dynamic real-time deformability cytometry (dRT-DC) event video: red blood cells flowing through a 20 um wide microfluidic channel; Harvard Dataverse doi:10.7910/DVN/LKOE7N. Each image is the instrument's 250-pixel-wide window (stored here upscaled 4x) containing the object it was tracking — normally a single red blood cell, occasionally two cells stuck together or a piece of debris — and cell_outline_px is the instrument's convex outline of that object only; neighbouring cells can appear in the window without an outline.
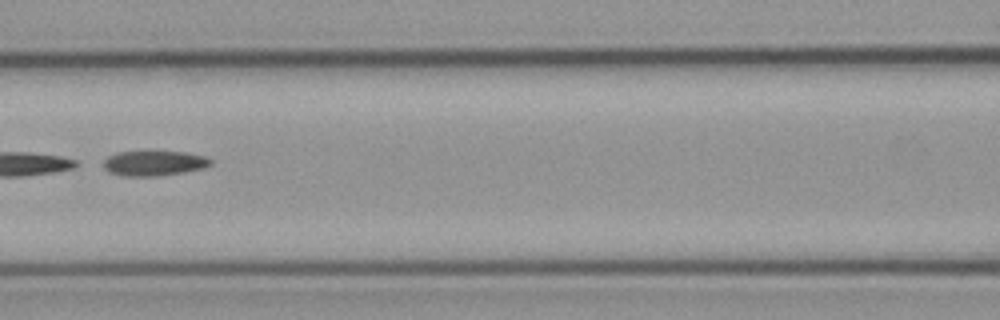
{"species": "common noctule bat (a hibernating species)", "species_latin": "Nyctalus noctula", "temperature_condition": "cold", "stored_images_in_passage": 9, "segment_of_instrument_passage": [2, 2], "camera_frame_rate_fps": 3000, "um_per_image_px": 0.085, "animal": {"sex": "male", "body_mass_g": 23.1, "forearm_length_mm": 52.7}, "frame": {"image": 1, "passage_image": 6, "time_ms": 5.667, "image_size_px": [1000, 320], "cell_outline_px": [[212, 164], [204, 168], [184, 172], [156, 176], [120, 176], [108, 172], [104, 168], [104, 160], [108, 156], [120, 152], [184, 152], [204, 156], [212, 160]], "centroid_in_image_um": [13.09, 13.89], "position_along_channel_um": 153.5, "area_um2": 15.55}}
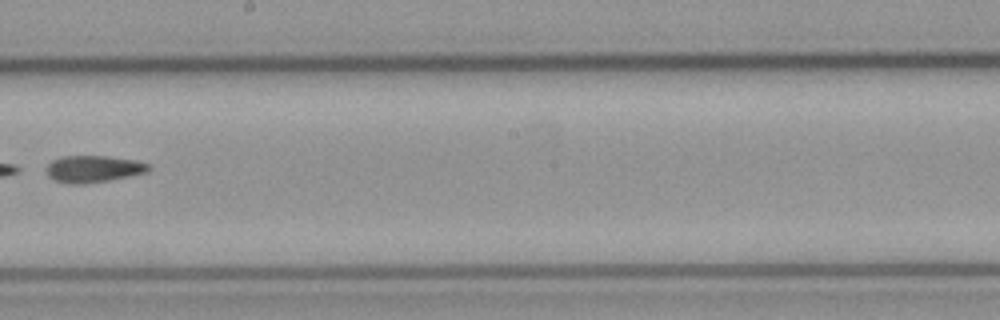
{"frame": {"image": 2, "passage_image": 8, "time_ms": 8.0, "image_size_px": [1000, 320], "cell_outline_px": [[152, 168], [148, 172], [108, 180], [84, 184], [68, 184], [56, 180], [48, 176], [48, 164], [52, 160], [60, 156], [108, 156], [136, 160], [148, 164]], "centroid_in_image_um": [7.95, 14.35], "position_along_channel_um": 240.2, "area_um2": 15.95}}
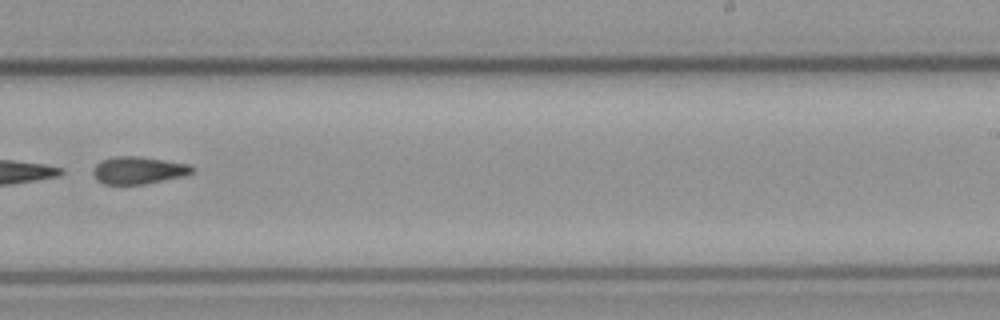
{"frame": {"image": 3, "passage_image": 9, "time_ms": 9.0, "image_size_px": [1000, 320], "cell_outline_px": [[196, 168], [192, 172], [184, 176], [144, 184], [104, 184], [96, 180], [92, 172], [92, 168], [100, 160], [116, 156], [140, 156], [192, 164]], "centroid_in_image_um": [11.77, 14.46], "position_along_channel_um": 277.2, "area_um2": 16.07}}